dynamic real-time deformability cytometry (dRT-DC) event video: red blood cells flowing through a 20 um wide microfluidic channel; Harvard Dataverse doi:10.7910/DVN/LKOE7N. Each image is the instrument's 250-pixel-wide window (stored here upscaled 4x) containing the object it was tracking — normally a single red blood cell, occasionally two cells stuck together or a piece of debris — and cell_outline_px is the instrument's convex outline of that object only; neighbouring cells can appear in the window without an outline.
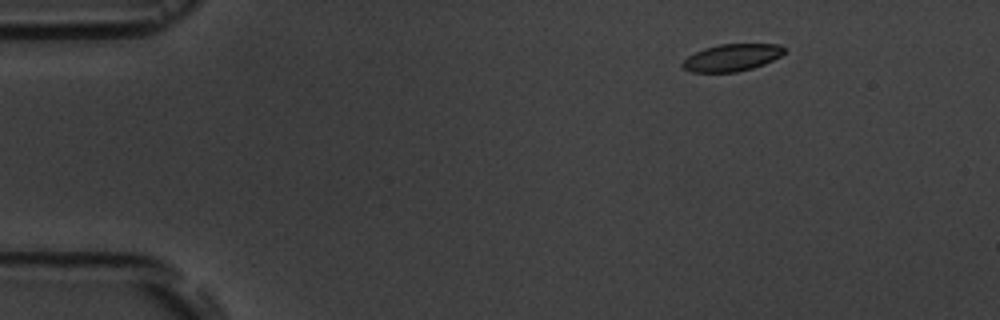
{"species": "common noctule bat (a hibernating species)", "species_latin": "Nyctalus noctula", "temperature_condition": "room temperature", "stored_images_in_passage": 9, "camera_frame_rate_fps": 3000, "um_per_image_px": 0.085, "animal": {"sex": "male", "body_mass_g": 19.5, "forearm_length_mm": 54.6}, "frame": {"image": 1, "passage_image": 2, "time_ms": 1.0, "image_size_px": [1000, 320], "cell_outline_px": [[788, 48], [780, 56], [764, 64], [752, 68], [736, 72], [692, 72], [684, 68], [680, 64], [688, 56], [704, 48], [720, 44], [780, 44]], "centroid_in_image_um": [62.23, 4.89], "position_along_channel_um": 22.8, "area_um2": 16.07}}
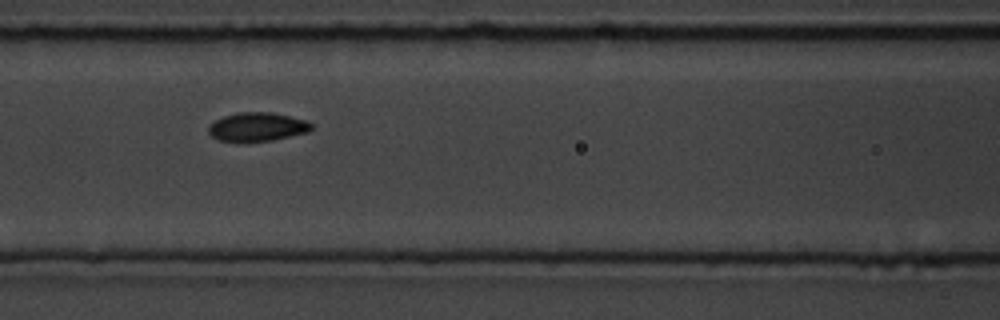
{"frame": {"image": 2, "passage_image": 7, "time_ms": 6.667, "image_size_px": [1000, 320], "cell_outline_px": [[312, 128], [308, 132], [272, 140], [240, 144], [216, 140], [208, 132], [208, 124], [224, 116], [236, 112], [272, 112], [304, 120], [312, 124]], "centroid_in_image_um": [21.78, 10.82], "position_along_channel_um": 144.8, "area_um2": 17.69}}
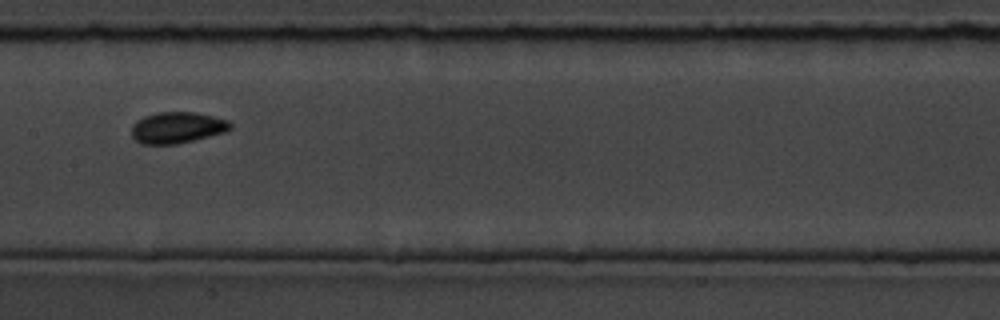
{"frame": {"image": 3, "passage_image": 8, "time_ms": 8.0, "image_size_px": [1000, 320], "cell_outline_px": [[232, 128], [228, 132], [176, 144], [140, 144], [132, 136], [132, 124], [136, 120], [144, 116], [156, 112], [196, 112], [228, 120], [232, 124]], "centroid_in_image_um": [15.07, 10.84], "position_along_channel_um": 192.3, "area_um2": 18.21}}